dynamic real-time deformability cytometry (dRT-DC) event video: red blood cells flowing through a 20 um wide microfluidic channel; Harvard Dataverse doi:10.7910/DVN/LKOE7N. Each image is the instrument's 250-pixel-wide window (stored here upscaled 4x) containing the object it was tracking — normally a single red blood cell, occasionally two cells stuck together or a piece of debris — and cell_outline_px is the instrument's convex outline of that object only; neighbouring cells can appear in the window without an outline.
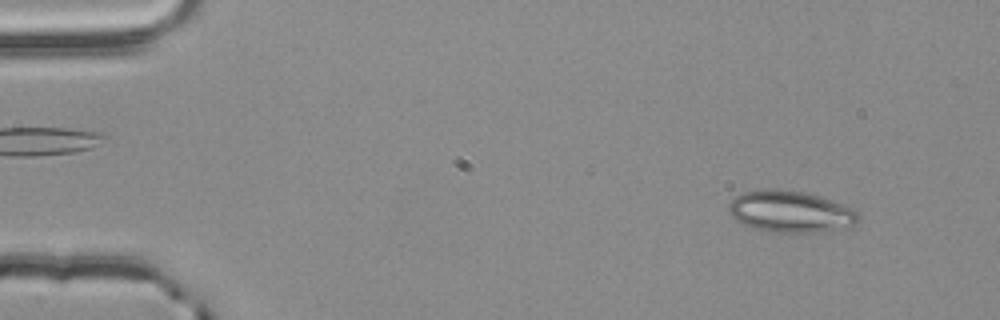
{"species": "common noctule bat (a hibernating species)", "species_latin": "Nyctalus noctula", "temperature_condition": "room temperature", "stored_images_in_passage": 55, "camera_frame_rate_fps": 3000, "um_per_image_px": 0.085, "animal": {"sex": "male", "body_mass_g": 20.4}, "frame": {"image": 1, "passage_image": 5, "time_ms": 1.333, "image_size_px": [1000, 320], "cell_outline_px": [[860, 216], [856, 224], [812, 232], [768, 232], [744, 224], [736, 220], [728, 212], [728, 204], [736, 196], [744, 192], [776, 188], [804, 192], [852, 208]], "centroid_in_image_um": [67.12, 17.98], "position_along_channel_um": 17.9, "area_um2": 30.69}}
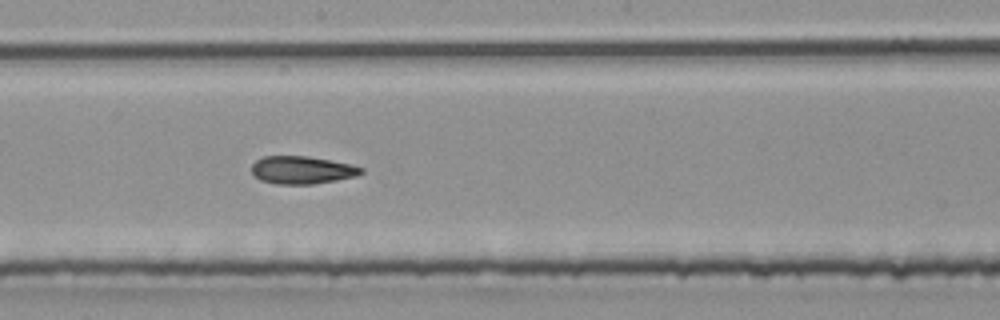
{"frame": {"image": 2, "passage_image": 30, "time_ms": 9.667, "image_size_px": [1000, 320], "cell_outline_px": [[364, 172], [356, 176], [336, 180], [312, 184], [276, 184], [260, 180], [252, 172], [252, 164], [256, 160], [264, 156], [308, 156], [352, 164], [364, 168]], "centroid_in_image_um": [25.69, 14.45], "position_along_channel_um": 222.5, "area_um2": 17.74}}
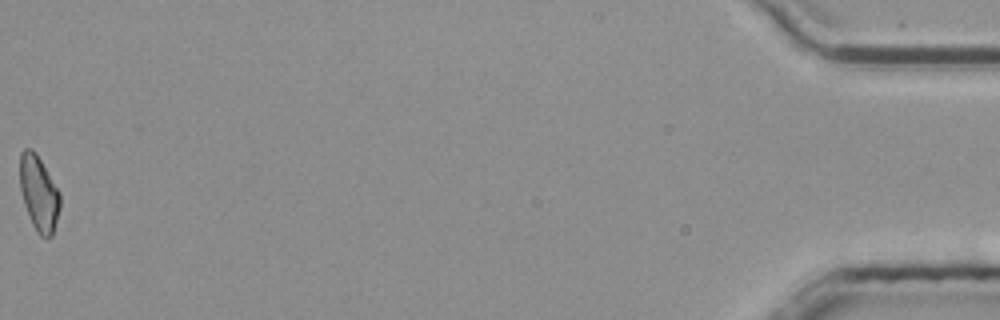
{"frame": {"image": 3, "passage_image": 55, "time_ms": 18.0, "image_size_px": [1000, 320], "cell_outline_px": [[60, 208], [52, 236], [40, 236], [36, 232], [32, 224], [24, 204], [20, 188], [20, 152], [24, 148], [32, 148], [36, 152], [60, 192]], "centroid_in_image_um": [3.3, 16.41], "position_along_channel_um": 431.9, "area_um2": 17.63}, "authors_computed_cell_mechanics": {"area_um2": 18.3804, "velocity_mm_per_s": 3.7915, "shape_relaxation_time_tau1_ms": null, "shape_relaxation_time_tau2_ms": 4.3602, "deformation_change_tau1": null, "deformation_change_tau2": 0.1329}}